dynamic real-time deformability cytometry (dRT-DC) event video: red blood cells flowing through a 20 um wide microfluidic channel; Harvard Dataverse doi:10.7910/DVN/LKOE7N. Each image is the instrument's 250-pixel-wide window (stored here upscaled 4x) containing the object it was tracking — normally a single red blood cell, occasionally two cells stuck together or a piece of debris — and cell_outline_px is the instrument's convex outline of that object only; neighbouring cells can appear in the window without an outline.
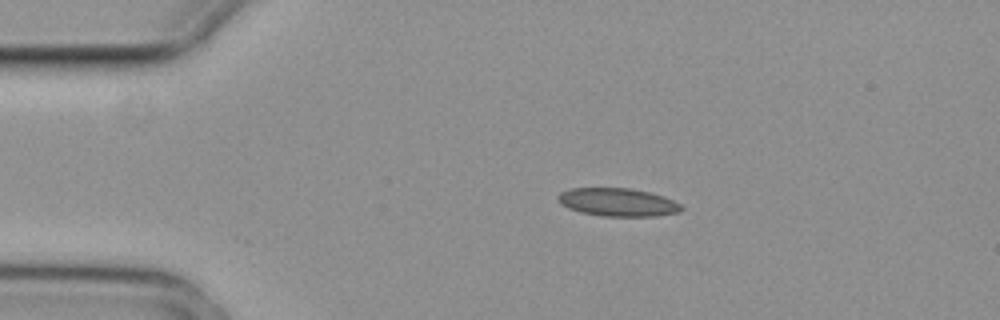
{"species": "common noctule bat (a hibernating species)", "species_latin": "Nyctalus noctula", "temperature_condition": "cold", "stored_images_in_passage": 4, "camera_frame_rate_fps": 3000, "um_per_image_px": 0.085, "animal": {"sex": "female", "body_mass_g": 29.2, "forearm_length_mm": 56.3}, "frame": {"image": 1, "passage_image": 2, "time_ms": 0.333, "image_size_px": [1000, 320], "cell_outline_px": [[684, 208], [680, 212], [656, 216], [604, 216], [580, 212], [568, 208], [560, 204], [556, 196], [560, 192], [572, 188], [628, 188], [648, 192], [664, 196], [680, 204]], "centroid_in_image_um": [52.49, 17.19], "position_along_channel_um": 32.5, "area_um2": 20.23}}
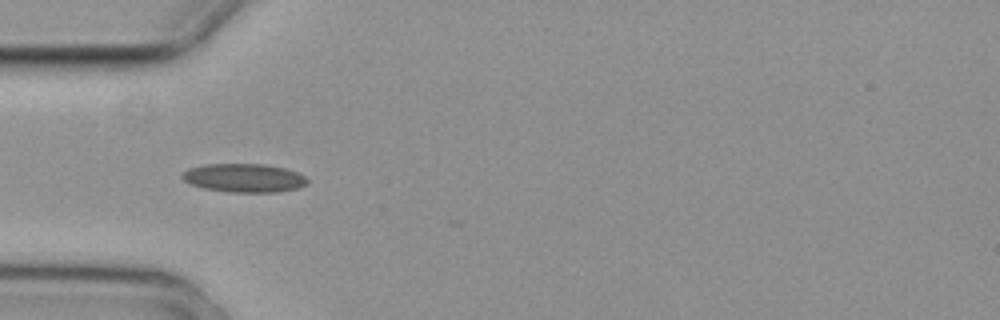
{"frame": {"image": 2, "passage_image": 3, "time_ms": 0.667, "image_size_px": [1000, 320], "cell_outline_px": [[308, 184], [296, 188], [276, 192], [228, 192], [204, 188], [188, 184], [180, 176], [188, 168], [204, 164], [264, 164], [284, 168], [296, 172], [304, 176], [308, 180]], "centroid_in_image_um": [20.71, 15.12], "position_along_channel_um": 64.3, "area_um2": 20.87}}
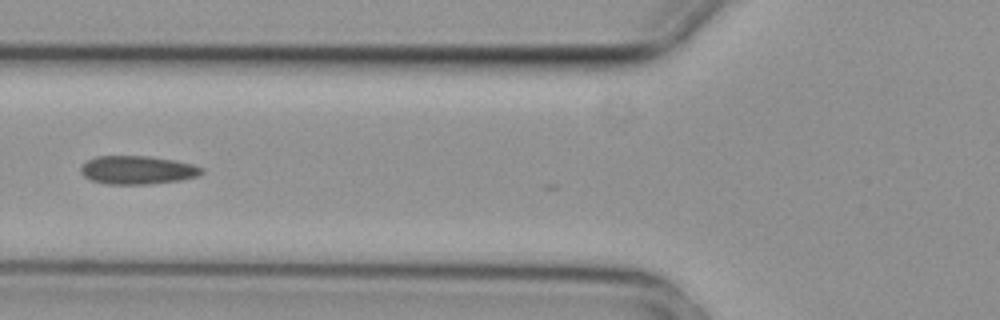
{"frame": {"image": 3, "passage_image": 4, "time_ms": 1.0, "image_size_px": [1000, 320], "cell_outline_px": [[204, 172], [200, 176], [180, 180], [148, 184], [104, 184], [92, 180], [84, 176], [80, 172], [80, 164], [96, 156], [148, 156], [176, 160], [192, 164], [204, 168]], "centroid_in_image_um": [11.69, 14.45], "position_along_channel_um": 114.1, "area_um2": 20.23}}